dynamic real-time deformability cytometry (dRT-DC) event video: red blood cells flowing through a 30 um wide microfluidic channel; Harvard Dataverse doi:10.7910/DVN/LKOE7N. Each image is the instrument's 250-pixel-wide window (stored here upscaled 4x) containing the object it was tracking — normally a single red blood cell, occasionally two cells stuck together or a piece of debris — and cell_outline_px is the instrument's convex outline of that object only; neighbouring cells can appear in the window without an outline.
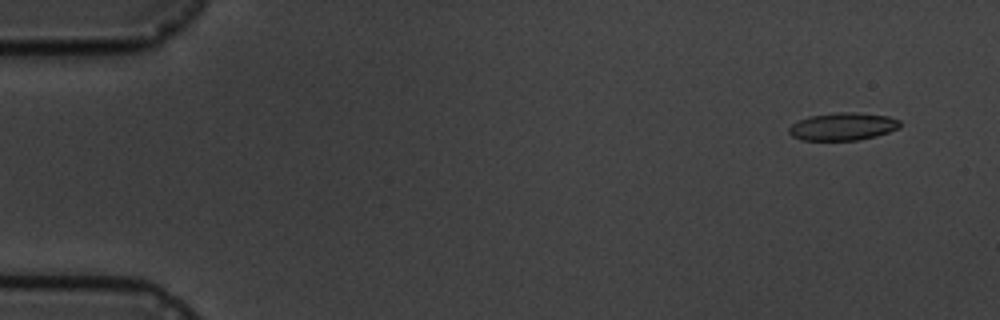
{"species": "common noctule bat (a hibernating species)", "species_latin": "Nyctalus noctula", "temperature_condition": "cold", "stored_images_in_passage": 5, "camera_frame_rate_fps": 3000, "um_per_image_px": 0.085, "animal": {"sex": "male", "body_mass_g": 19.5, "forearm_length_mm": 54.6}, "frame": {"image": 1, "passage_image": 1, "time_ms": 0.0, "image_size_px": [1000, 320], "cell_outline_px": [[900, 128], [876, 136], [860, 140], [800, 140], [792, 136], [788, 132], [788, 128], [792, 124], [800, 120], [812, 116], [836, 112], [856, 112], [888, 116], [900, 120]], "centroid_in_image_um": [71.65, 10.76], "position_along_channel_um": 13.3, "area_um2": 17.92}}
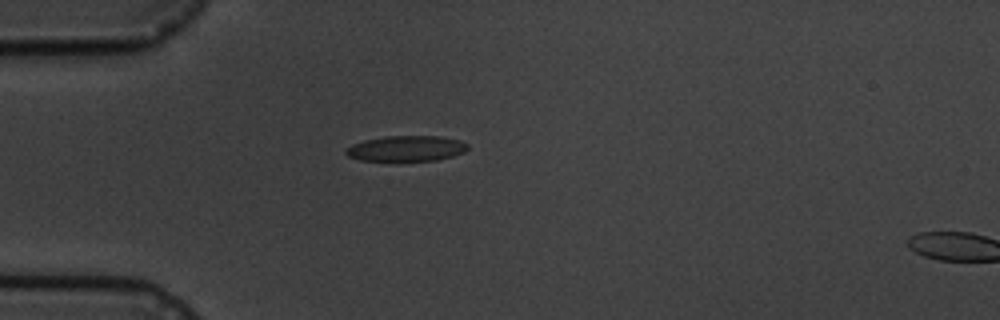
{"frame": {"image": 2, "passage_image": 4, "time_ms": 4.0, "image_size_px": [1000, 320], "cell_outline_px": [[468, 148], [464, 152], [452, 156], [436, 160], [360, 160], [348, 156], [344, 152], [344, 148], [352, 144], [364, 140], [384, 136], [440, 136], [460, 140], [468, 144]], "centroid_in_image_um": [34.51, 12.61], "position_along_channel_um": 50.5, "area_um2": 18.09}}